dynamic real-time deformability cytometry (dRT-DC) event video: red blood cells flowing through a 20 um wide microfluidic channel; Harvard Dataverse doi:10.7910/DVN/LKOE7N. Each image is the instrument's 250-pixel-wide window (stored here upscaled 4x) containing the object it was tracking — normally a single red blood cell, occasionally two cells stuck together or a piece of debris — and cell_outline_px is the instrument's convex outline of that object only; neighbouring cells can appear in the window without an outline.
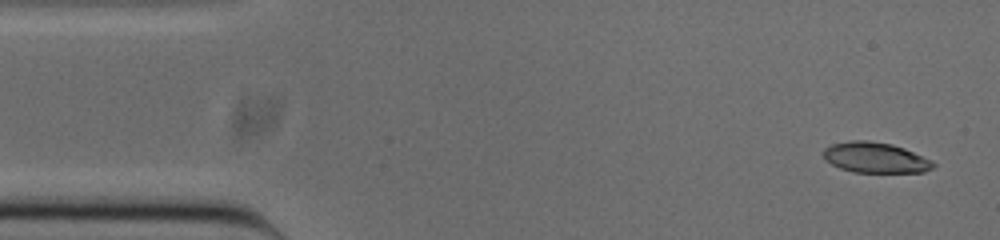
{"species": "common noctule bat (a hibernating species)", "species_latin": "Nyctalus noctula", "temperature_condition": "cold", "stored_images_in_passage": 51, "camera_frame_rate_fps": 3000, "um_per_image_px": 0.085, "animal": {"sex": "male", "body_mass_g": 20.0, "forearm_length_mm": 53.3}, "frame": {"image": 1, "passage_image": 2, "time_ms": 0.333, "image_size_px": [1000, 240], "cell_outline_px": [[936, 164], [932, 168], [924, 172], [852, 172], [840, 168], [832, 164], [824, 156], [824, 148], [832, 144], [852, 140], [868, 140], [892, 144], [904, 148], [932, 160]], "centroid_in_image_um": [74.42, 13.39], "position_along_channel_um": 10.6, "area_um2": 19.42}}
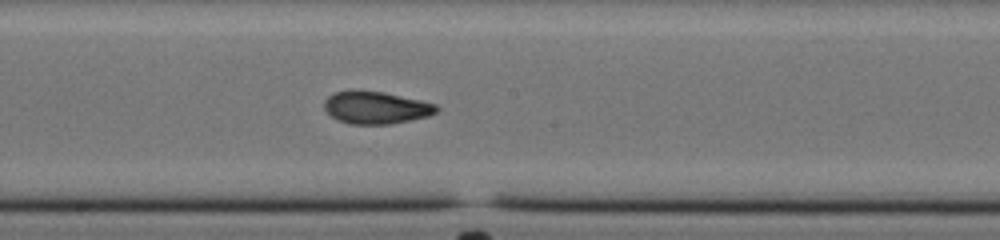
{"frame": {"image": 2, "passage_image": 26, "time_ms": 8.333, "image_size_px": [1000, 240], "cell_outline_px": [[440, 108], [436, 112], [428, 116], [392, 124], [348, 124], [336, 120], [324, 108], [324, 100], [328, 96], [336, 92], [352, 88], [384, 92], [420, 100], [436, 104]], "centroid_in_image_um": [31.92, 9.13], "position_along_channel_um": 216.3, "area_um2": 21.56}}
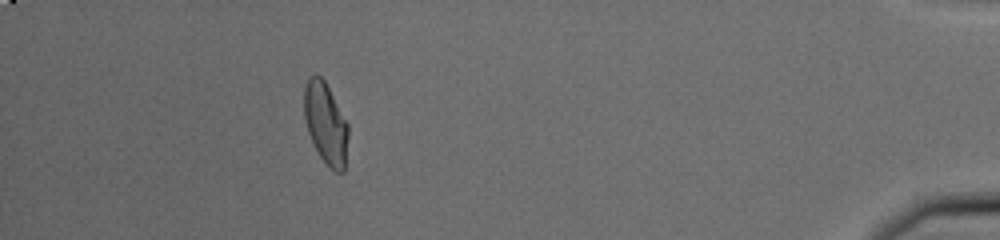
{"frame": {"image": 3, "passage_image": 46, "time_ms": 15.0, "image_size_px": [1000, 240], "cell_outline_px": [[348, 136], [344, 172], [336, 172], [324, 164], [312, 144], [308, 132], [304, 116], [304, 88], [308, 76], [316, 72], [324, 80], [348, 124]], "centroid_in_image_um": [27.66, 10.49], "position_along_channel_um": 407.5, "area_um2": 21.15}, "authors_computed_cell_mechanics": {"area_um2": 21.1548, "velocity_mm_per_s": 3.8612, "shape_relaxation_time_tau1_ms": 8.0404, "shape_relaxation_time_tau2_ms": 1.6467, "deformation_change_tau1": 0.2252, "deformation_change_tau2": 0.0714}}